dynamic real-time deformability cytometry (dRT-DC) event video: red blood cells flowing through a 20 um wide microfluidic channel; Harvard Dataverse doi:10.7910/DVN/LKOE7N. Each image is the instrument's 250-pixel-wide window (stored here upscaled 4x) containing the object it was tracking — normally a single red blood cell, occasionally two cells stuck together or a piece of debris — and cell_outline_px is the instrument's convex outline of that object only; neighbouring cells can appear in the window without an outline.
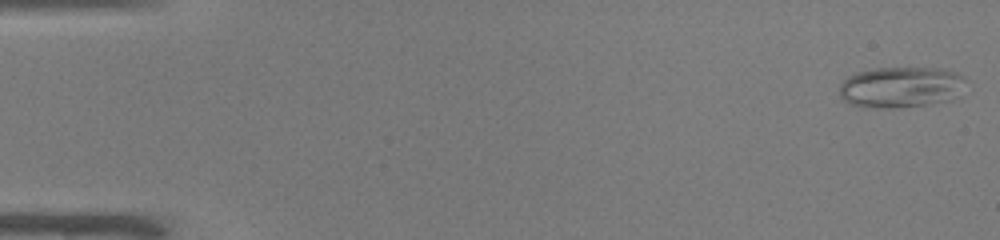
{"species": "common noctule bat (a hibernating species)", "species_latin": "Nyctalus noctula", "temperature_condition": "warm", "stored_images_in_passage": 49, "camera_frame_rate_fps": 3000, "um_per_image_px": 0.085, "animal": {"sex": "male", "body_mass_g": 19.0, "forearm_length_mm": 50.8}, "frame": {"image": 1, "passage_image": 1, "time_ms": 0.0, "image_size_px": [1000, 240], "cell_outline_px": [[968, 80], [960, 96], [952, 100], [900, 108], [876, 108], [848, 104], [840, 96], [840, 84], [848, 76], [856, 72], [872, 68], [944, 68], [956, 72], [964, 76]], "centroid_in_image_um": [76.63, 7.4], "position_along_channel_um": 8.4, "area_um2": 30.81}}
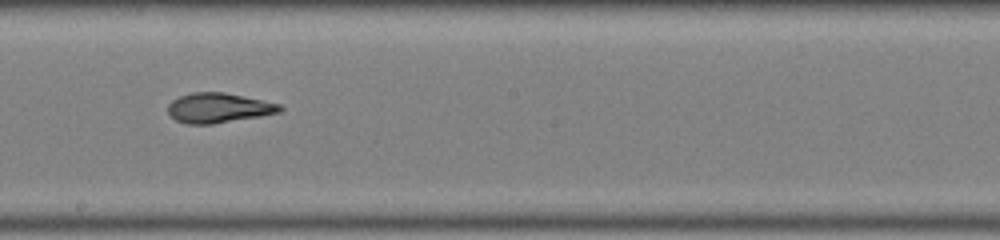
{"frame": {"image": 2, "passage_image": 28, "time_ms": 9.0, "image_size_px": [1000, 240], "cell_outline_px": [[284, 108], [280, 112], [260, 116], [212, 124], [188, 124], [176, 120], [168, 112], [168, 104], [172, 100], [180, 96], [192, 92], [224, 92], [280, 104]], "centroid_in_image_um": [18.57, 9.17], "position_along_channel_um": 229.6, "area_um2": 19.31}}
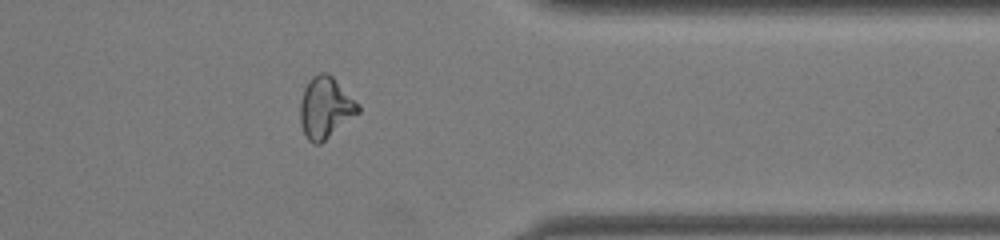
{"frame": {"image": 3, "passage_image": 40, "time_ms": 13.0, "image_size_px": [1000, 240], "cell_outline_px": [[360, 112], [320, 144], [312, 144], [308, 140], [300, 124], [300, 100], [304, 88], [308, 80], [312, 76], [320, 72], [328, 72], [360, 104]], "centroid_in_image_um": [27.65, 9.14], "position_along_channel_um": 383.7, "area_um2": 20.87}, "authors_computed_cell_mechanics": {"area_um2": 21.2704, "velocity_mm_per_s": 4.0862, "shape_relaxation_time_tau1_ms": null, "shape_relaxation_time_tau2_ms": 1.5659, "deformation_change_tau1": null, "deformation_change_tau2": 0.08}}